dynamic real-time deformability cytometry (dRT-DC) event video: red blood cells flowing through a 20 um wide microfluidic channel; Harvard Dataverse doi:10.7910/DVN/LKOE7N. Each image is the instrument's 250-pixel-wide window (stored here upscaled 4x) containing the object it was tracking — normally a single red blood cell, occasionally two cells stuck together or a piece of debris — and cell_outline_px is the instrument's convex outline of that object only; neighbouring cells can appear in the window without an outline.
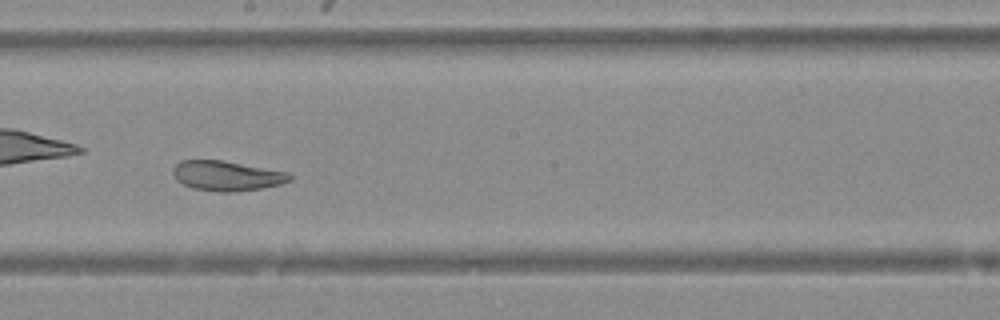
{"species": "Egyptian fruit bat (a non-hibernating species)", "species_latin": "Rousettus aegyptiacus", "temperature_condition": "warm", "stored_images_in_passage": 49, "camera_frame_rate_fps": 3000, "um_per_image_px": 0.085, "animal": {"sex": "female"}, "frame": {"image": 1, "passage_image": 28, "time_ms": 9.0, "image_size_px": [1000, 320], "cell_outline_px": [[292, 180], [280, 184], [260, 188], [236, 192], [220, 192], [192, 188], [176, 180], [172, 172], [172, 168], [180, 160], [220, 160], [288, 172], [292, 176]], "centroid_in_image_um": [19.25, 14.94], "position_along_channel_um": 228.9, "area_um2": 20.29}}
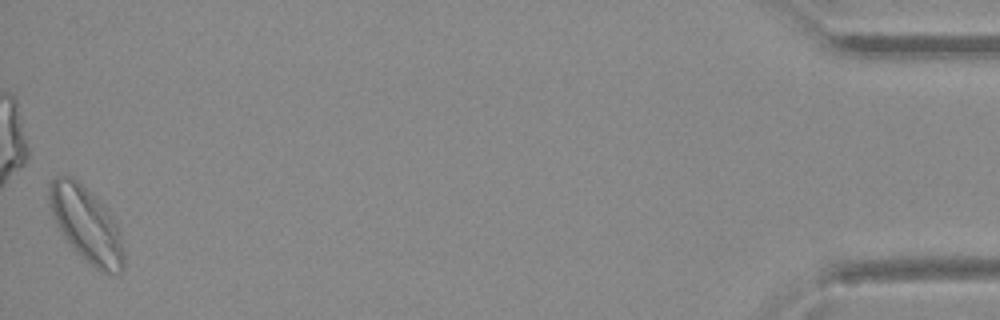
{"frame": {"image": 2, "passage_image": 49, "time_ms": 16.0, "image_size_px": [1000, 320], "cell_outline_px": [[124, 268], [120, 272], [112, 276], [100, 272], [76, 252], [64, 236], [56, 224], [48, 200], [48, 184], [56, 176], [72, 176], [104, 204], [120, 228], [124, 252]], "centroid_in_image_um": [7.37, 19.1], "position_along_channel_um": 427.8, "area_um2": 32.95}}